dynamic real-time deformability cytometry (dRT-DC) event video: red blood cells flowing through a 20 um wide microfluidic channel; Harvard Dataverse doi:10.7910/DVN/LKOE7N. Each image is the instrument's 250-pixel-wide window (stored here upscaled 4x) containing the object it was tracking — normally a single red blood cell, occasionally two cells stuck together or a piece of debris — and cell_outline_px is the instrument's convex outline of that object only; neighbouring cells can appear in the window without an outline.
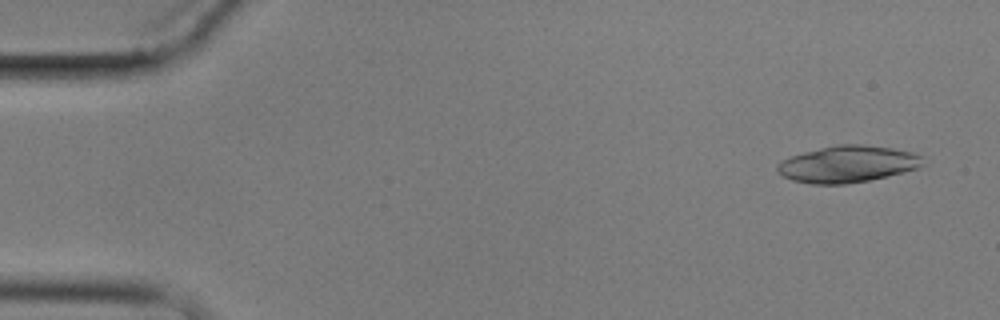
{"species": "common noctule bat (a hibernating species)", "species_latin": "Nyctalus noctula", "temperature_condition": "cold", "stored_images_in_passage": 6, "camera_frame_rate_fps": 3000, "um_per_image_px": 0.085, "animal": {"sex": "male", "body_mass_g": 17.9}, "frame": {"image": 1, "passage_image": 1, "time_ms": 0.0, "image_size_px": [1000, 320], "cell_outline_px": [[924, 164], [916, 168], [868, 180], [848, 184], [812, 184], [792, 180], [776, 172], [776, 164], [792, 156], [804, 152], [820, 148], [840, 144], [860, 144], [892, 148], [912, 152], [920, 156]], "centroid_in_image_um": [72.0, 13.95], "position_along_channel_um": 13.0, "area_um2": 30.69}}